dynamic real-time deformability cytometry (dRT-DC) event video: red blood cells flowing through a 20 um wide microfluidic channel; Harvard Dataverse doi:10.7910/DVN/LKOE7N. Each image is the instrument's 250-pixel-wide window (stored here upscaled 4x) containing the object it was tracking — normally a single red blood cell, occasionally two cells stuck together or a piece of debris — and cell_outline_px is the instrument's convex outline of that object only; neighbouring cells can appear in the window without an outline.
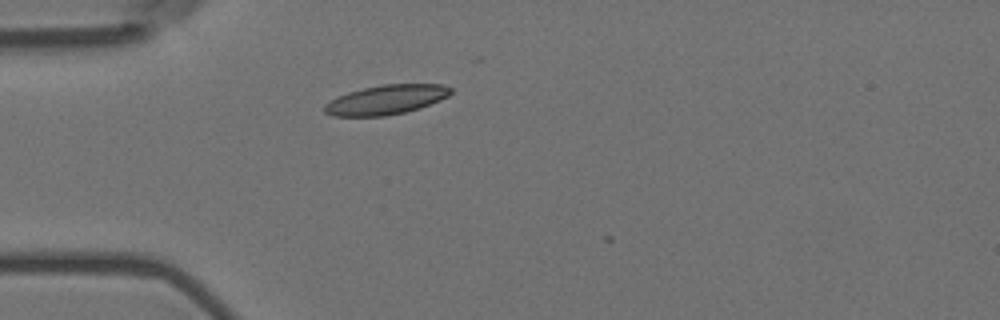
{"species": "Egyptian fruit bat (a non-hibernating species)", "species_latin": "Rousettus aegyptiacus", "temperature_condition": "room temperature", "stored_images_in_passage": 3, "camera_frame_rate_fps": 3000, "um_per_image_px": 0.085, "animal": {"sex": "female"}, "frame": {"image": 1, "passage_image": 1, "time_ms": 0.0, "image_size_px": [1000, 320], "cell_outline_px": [[452, 92], [448, 96], [440, 100], [420, 108], [404, 112], [384, 116], [332, 116], [324, 112], [324, 104], [336, 96], [348, 92], [364, 88], [384, 84], [444, 84], [452, 88]], "centroid_in_image_um": [32.81, 8.47], "position_along_channel_um": 52.2, "area_um2": 21.73}}